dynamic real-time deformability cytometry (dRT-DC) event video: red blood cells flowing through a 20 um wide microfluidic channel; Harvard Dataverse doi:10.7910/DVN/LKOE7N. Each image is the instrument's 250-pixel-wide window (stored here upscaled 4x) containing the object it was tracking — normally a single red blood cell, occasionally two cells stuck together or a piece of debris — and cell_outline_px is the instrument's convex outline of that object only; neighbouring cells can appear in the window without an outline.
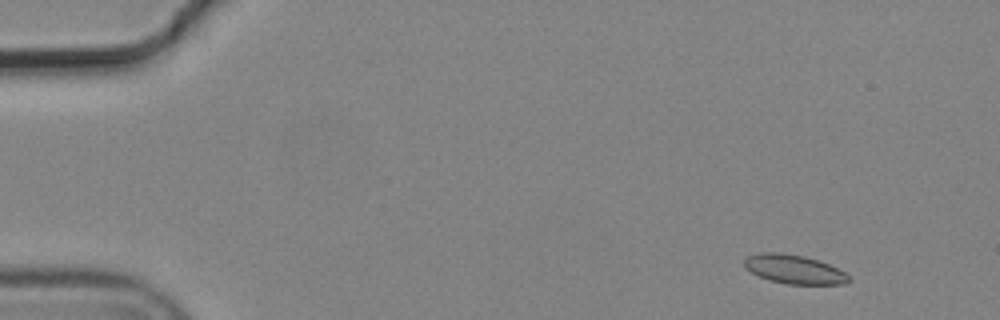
{"species": "common noctule bat (a hibernating species)", "species_latin": "Nyctalus noctula", "temperature_condition": "cold", "stored_images_in_passage": 5, "camera_frame_rate_fps": 3000, "um_per_image_px": 0.085, "animal": {"sex": "male", "body_mass_g": 19.2, "forearm_length_mm": 51.8}, "frame": {"image": 1, "passage_image": 1, "time_ms": 0.0, "image_size_px": [1000, 320], "cell_outline_px": [[852, 280], [844, 284], [788, 284], [768, 280], [744, 268], [744, 260], [748, 256], [760, 252], [780, 252], [804, 256], [828, 264], [844, 272]], "centroid_in_image_um": [67.47, 22.89], "position_along_channel_um": 17.5, "area_um2": 17.51}}
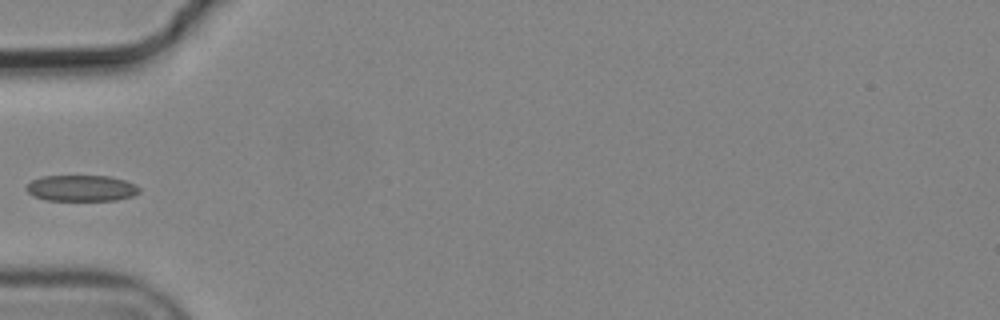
{"frame": {"image": 2, "passage_image": 4, "time_ms": 1.0, "image_size_px": [1000, 320], "cell_outline_px": [[140, 192], [132, 196], [116, 200], [44, 200], [32, 196], [24, 188], [32, 180], [40, 176], [108, 176], [124, 180], [136, 184], [140, 188]], "centroid_in_image_um": [6.9, 15.99], "position_along_channel_um": 78.1, "area_um2": 17.28}}
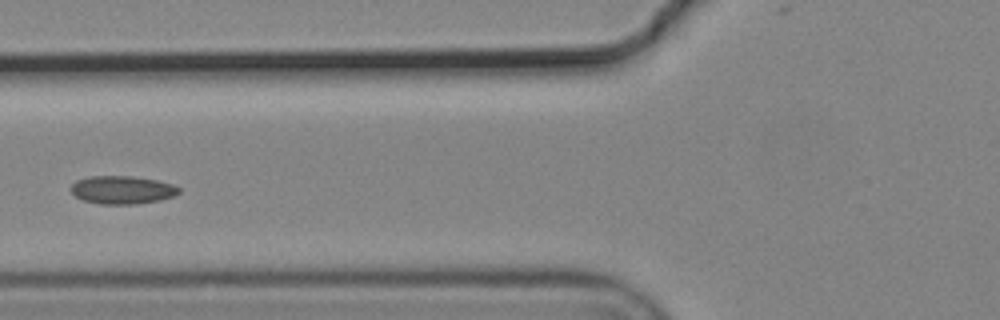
{"frame": {"image": 3, "passage_image": 5, "time_ms": 1.333, "image_size_px": [1000, 320], "cell_outline_px": [[180, 192], [176, 196], [160, 200], [136, 204], [100, 204], [84, 200], [76, 196], [72, 192], [72, 184], [76, 180], [92, 176], [132, 176], [156, 180], [172, 184], [180, 188]], "centroid_in_image_um": [10.43, 16.14], "position_along_channel_um": 115.4, "area_um2": 17.63}}